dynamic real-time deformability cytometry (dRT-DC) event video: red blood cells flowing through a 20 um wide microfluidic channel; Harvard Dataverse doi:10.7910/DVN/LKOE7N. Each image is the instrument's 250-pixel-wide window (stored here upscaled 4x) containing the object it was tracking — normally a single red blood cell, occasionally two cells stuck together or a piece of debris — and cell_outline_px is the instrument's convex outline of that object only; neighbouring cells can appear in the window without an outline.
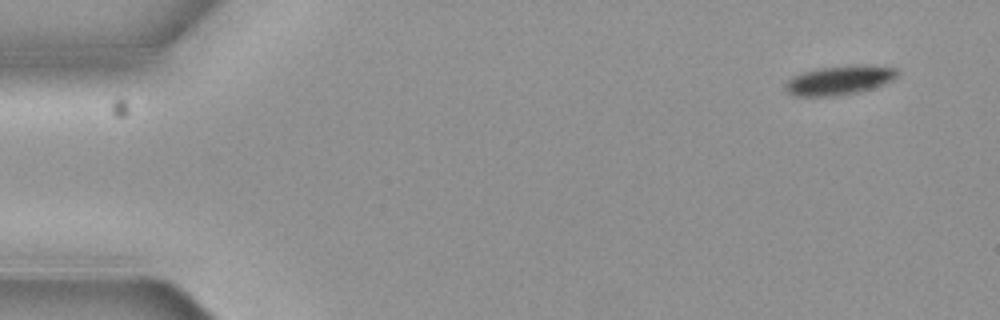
{"species": "common noctule bat (a hibernating species)", "species_latin": "Nyctalus noctula", "temperature_condition": "cold", "stored_images_in_passage": 6, "camera_frame_rate_fps": 3000, "um_per_image_px": 0.085, "animal": {"sex": "female", "body_mass_g": 19.3, "forearm_length_mm": 54.1}, "frame": {"image": 1, "passage_image": 1, "time_ms": 0.0, "image_size_px": [1000, 320], "cell_outline_px": [[900, 72], [892, 80], [884, 84], [860, 92], [840, 96], [792, 96], [784, 88], [784, 84], [792, 76], [816, 68], [856, 64], [864, 64], [896, 68]], "centroid_in_image_um": [71.34, 6.81], "position_along_channel_um": 13.7, "area_um2": 19.42}}
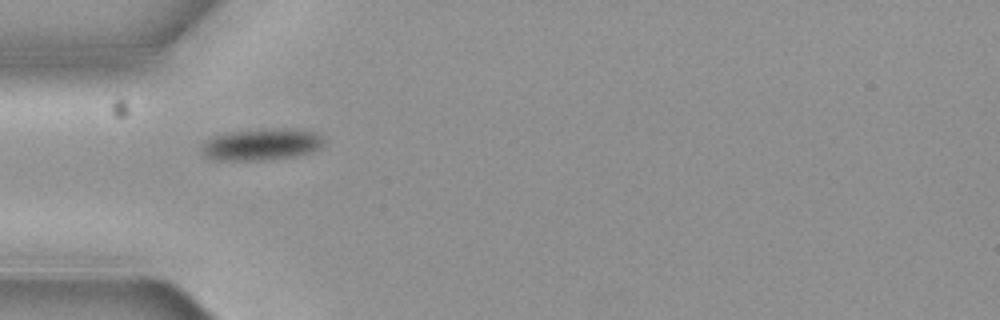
{"frame": {"image": 2, "passage_image": 5, "time_ms": 1.333, "image_size_px": [1000, 320], "cell_outline_px": [[324, 144], [320, 148], [312, 152], [296, 156], [260, 160], [220, 160], [208, 156], [200, 148], [200, 144], [204, 140], [212, 136], [224, 132], [264, 128], [300, 128], [316, 132], [324, 140]], "centroid_in_image_um": [22.25, 12.24], "position_along_channel_um": 62.8, "area_um2": 23.06}}
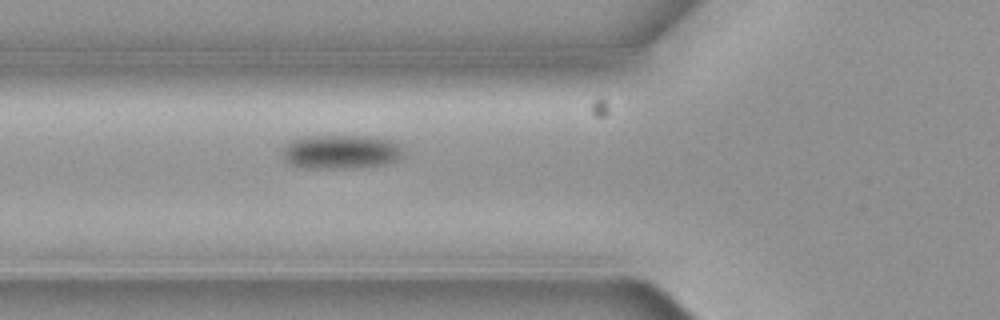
{"frame": {"image": 3, "passage_image": 6, "time_ms": 1.667, "image_size_px": [1000, 320], "cell_outline_px": [[404, 156], [400, 160], [384, 164], [336, 168], [304, 168], [292, 164], [284, 160], [280, 152], [292, 140], [304, 136], [364, 136], [392, 140], [400, 144], [404, 152]], "centroid_in_image_um": [28.99, 12.89], "position_along_channel_um": 96.8, "area_um2": 23.99}}